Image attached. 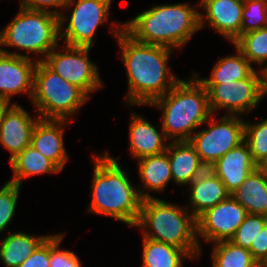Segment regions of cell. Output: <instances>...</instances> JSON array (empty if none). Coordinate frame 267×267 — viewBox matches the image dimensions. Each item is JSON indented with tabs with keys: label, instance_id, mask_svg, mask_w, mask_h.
<instances>
[{
	"label": "cell",
	"instance_id": "cell-1",
	"mask_svg": "<svg viewBox=\"0 0 267 267\" xmlns=\"http://www.w3.org/2000/svg\"><path fill=\"white\" fill-rule=\"evenodd\" d=\"M111 29L121 48L120 56L127 73L128 92L124 101L128 106H149L181 80L168 65L175 50L136 41L118 21L112 22Z\"/></svg>",
	"mask_w": 267,
	"mask_h": 267
},
{
	"label": "cell",
	"instance_id": "cell-2",
	"mask_svg": "<svg viewBox=\"0 0 267 267\" xmlns=\"http://www.w3.org/2000/svg\"><path fill=\"white\" fill-rule=\"evenodd\" d=\"M93 179L91 184V201L88 213L109 216L127 226L135 227L143 199L138 187L132 185L129 176L118 158L108 151L93 154Z\"/></svg>",
	"mask_w": 267,
	"mask_h": 267
},
{
	"label": "cell",
	"instance_id": "cell-3",
	"mask_svg": "<svg viewBox=\"0 0 267 267\" xmlns=\"http://www.w3.org/2000/svg\"><path fill=\"white\" fill-rule=\"evenodd\" d=\"M200 10L189 2L160 4L122 23L123 30L136 41L182 49L200 31Z\"/></svg>",
	"mask_w": 267,
	"mask_h": 267
},
{
	"label": "cell",
	"instance_id": "cell-4",
	"mask_svg": "<svg viewBox=\"0 0 267 267\" xmlns=\"http://www.w3.org/2000/svg\"><path fill=\"white\" fill-rule=\"evenodd\" d=\"M149 106L161 110V128L171 142L189 141L212 115L207 90L193 74L188 81L181 79Z\"/></svg>",
	"mask_w": 267,
	"mask_h": 267
},
{
	"label": "cell",
	"instance_id": "cell-5",
	"mask_svg": "<svg viewBox=\"0 0 267 267\" xmlns=\"http://www.w3.org/2000/svg\"><path fill=\"white\" fill-rule=\"evenodd\" d=\"M135 227L143 237L183 249L193 260L201 255L196 218L182 205L156 197L144 199Z\"/></svg>",
	"mask_w": 267,
	"mask_h": 267
},
{
	"label": "cell",
	"instance_id": "cell-6",
	"mask_svg": "<svg viewBox=\"0 0 267 267\" xmlns=\"http://www.w3.org/2000/svg\"><path fill=\"white\" fill-rule=\"evenodd\" d=\"M19 7L15 17L0 31V49L15 47L28 54L43 56L34 55L37 61H43L55 47H62L58 42L59 17L50 12Z\"/></svg>",
	"mask_w": 267,
	"mask_h": 267
},
{
	"label": "cell",
	"instance_id": "cell-7",
	"mask_svg": "<svg viewBox=\"0 0 267 267\" xmlns=\"http://www.w3.org/2000/svg\"><path fill=\"white\" fill-rule=\"evenodd\" d=\"M90 98L52 71L43 61L34 70L31 103L40 119L71 120Z\"/></svg>",
	"mask_w": 267,
	"mask_h": 267
},
{
	"label": "cell",
	"instance_id": "cell-8",
	"mask_svg": "<svg viewBox=\"0 0 267 267\" xmlns=\"http://www.w3.org/2000/svg\"><path fill=\"white\" fill-rule=\"evenodd\" d=\"M112 2L113 0H67L64 10L71 14L69 18L66 17V12L59 16L60 39L67 46L91 48L98 27L109 20Z\"/></svg>",
	"mask_w": 267,
	"mask_h": 267
},
{
	"label": "cell",
	"instance_id": "cell-9",
	"mask_svg": "<svg viewBox=\"0 0 267 267\" xmlns=\"http://www.w3.org/2000/svg\"><path fill=\"white\" fill-rule=\"evenodd\" d=\"M214 117L212 114L205 122L208 123V128L194 132L189 140L206 168H210L229 150L244 141L246 120L239 115L225 114L217 119Z\"/></svg>",
	"mask_w": 267,
	"mask_h": 267
},
{
	"label": "cell",
	"instance_id": "cell-10",
	"mask_svg": "<svg viewBox=\"0 0 267 267\" xmlns=\"http://www.w3.org/2000/svg\"><path fill=\"white\" fill-rule=\"evenodd\" d=\"M207 90L212 114L223 109L226 115L248 114L264 99L260 70H254L247 78L221 84H202Z\"/></svg>",
	"mask_w": 267,
	"mask_h": 267
},
{
	"label": "cell",
	"instance_id": "cell-11",
	"mask_svg": "<svg viewBox=\"0 0 267 267\" xmlns=\"http://www.w3.org/2000/svg\"><path fill=\"white\" fill-rule=\"evenodd\" d=\"M55 47L43 62L60 77L80 88L89 98L104 86L98 65L89 59V47ZM64 48V49H63Z\"/></svg>",
	"mask_w": 267,
	"mask_h": 267
},
{
	"label": "cell",
	"instance_id": "cell-12",
	"mask_svg": "<svg viewBox=\"0 0 267 267\" xmlns=\"http://www.w3.org/2000/svg\"><path fill=\"white\" fill-rule=\"evenodd\" d=\"M246 209L231 195L196 218L197 239L206 243L230 240L247 216Z\"/></svg>",
	"mask_w": 267,
	"mask_h": 267
},
{
	"label": "cell",
	"instance_id": "cell-13",
	"mask_svg": "<svg viewBox=\"0 0 267 267\" xmlns=\"http://www.w3.org/2000/svg\"><path fill=\"white\" fill-rule=\"evenodd\" d=\"M7 50L0 49V99L12 102L13 96L25 93L31 100L37 60L27 53Z\"/></svg>",
	"mask_w": 267,
	"mask_h": 267
},
{
	"label": "cell",
	"instance_id": "cell-14",
	"mask_svg": "<svg viewBox=\"0 0 267 267\" xmlns=\"http://www.w3.org/2000/svg\"><path fill=\"white\" fill-rule=\"evenodd\" d=\"M196 8L200 12V29L211 27L232 44L241 35L244 2L239 0H199ZM207 22H206V21ZM207 23V24H206Z\"/></svg>",
	"mask_w": 267,
	"mask_h": 267
},
{
	"label": "cell",
	"instance_id": "cell-15",
	"mask_svg": "<svg viewBox=\"0 0 267 267\" xmlns=\"http://www.w3.org/2000/svg\"><path fill=\"white\" fill-rule=\"evenodd\" d=\"M22 106L12 103L5 111L0 124V144L11 155L9 162L30 146L35 124L40 120L38 115L30 116Z\"/></svg>",
	"mask_w": 267,
	"mask_h": 267
},
{
	"label": "cell",
	"instance_id": "cell-16",
	"mask_svg": "<svg viewBox=\"0 0 267 267\" xmlns=\"http://www.w3.org/2000/svg\"><path fill=\"white\" fill-rule=\"evenodd\" d=\"M70 120L40 119L33 129L30 145L61 171L69 160L64 146V127ZM64 124V125H63Z\"/></svg>",
	"mask_w": 267,
	"mask_h": 267
},
{
	"label": "cell",
	"instance_id": "cell-17",
	"mask_svg": "<svg viewBox=\"0 0 267 267\" xmlns=\"http://www.w3.org/2000/svg\"><path fill=\"white\" fill-rule=\"evenodd\" d=\"M210 169L232 193L256 169L248 144L243 141L219 158Z\"/></svg>",
	"mask_w": 267,
	"mask_h": 267
},
{
	"label": "cell",
	"instance_id": "cell-18",
	"mask_svg": "<svg viewBox=\"0 0 267 267\" xmlns=\"http://www.w3.org/2000/svg\"><path fill=\"white\" fill-rule=\"evenodd\" d=\"M160 130L161 132L144 116L131 113L128 138L131 157L138 160L166 152L169 140L162 128Z\"/></svg>",
	"mask_w": 267,
	"mask_h": 267
},
{
	"label": "cell",
	"instance_id": "cell-19",
	"mask_svg": "<svg viewBox=\"0 0 267 267\" xmlns=\"http://www.w3.org/2000/svg\"><path fill=\"white\" fill-rule=\"evenodd\" d=\"M188 189L190 206L187 204L185 207L192 210L190 212L195 218L230 195L225 185L210 168L195 178L189 184Z\"/></svg>",
	"mask_w": 267,
	"mask_h": 267
},
{
	"label": "cell",
	"instance_id": "cell-20",
	"mask_svg": "<svg viewBox=\"0 0 267 267\" xmlns=\"http://www.w3.org/2000/svg\"><path fill=\"white\" fill-rule=\"evenodd\" d=\"M169 142L166 152L170 162L172 180L177 185L188 186L207 168L189 141Z\"/></svg>",
	"mask_w": 267,
	"mask_h": 267
},
{
	"label": "cell",
	"instance_id": "cell-21",
	"mask_svg": "<svg viewBox=\"0 0 267 267\" xmlns=\"http://www.w3.org/2000/svg\"><path fill=\"white\" fill-rule=\"evenodd\" d=\"M136 161L142 185V189L138 186V191L143 200L155 198L150 194L152 191L163 192L169 184L168 182L173 181L167 152L146 156Z\"/></svg>",
	"mask_w": 267,
	"mask_h": 267
},
{
	"label": "cell",
	"instance_id": "cell-22",
	"mask_svg": "<svg viewBox=\"0 0 267 267\" xmlns=\"http://www.w3.org/2000/svg\"><path fill=\"white\" fill-rule=\"evenodd\" d=\"M230 195L247 213L267 216V175L257 168Z\"/></svg>",
	"mask_w": 267,
	"mask_h": 267
},
{
	"label": "cell",
	"instance_id": "cell-23",
	"mask_svg": "<svg viewBox=\"0 0 267 267\" xmlns=\"http://www.w3.org/2000/svg\"><path fill=\"white\" fill-rule=\"evenodd\" d=\"M50 235L12 232L0 241V260L5 267L20 266Z\"/></svg>",
	"mask_w": 267,
	"mask_h": 267
},
{
	"label": "cell",
	"instance_id": "cell-24",
	"mask_svg": "<svg viewBox=\"0 0 267 267\" xmlns=\"http://www.w3.org/2000/svg\"><path fill=\"white\" fill-rule=\"evenodd\" d=\"M9 164L10 169L13 171V178L8 181L20 186H22L23 181L28 177L61 172L51 160L31 145L14 157Z\"/></svg>",
	"mask_w": 267,
	"mask_h": 267
},
{
	"label": "cell",
	"instance_id": "cell-25",
	"mask_svg": "<svg viewBox=\"0 0 267 267\" xmlns=\"http://www.w3.org/2000/svg\"><path fill=\"white\" fill-rule=\"evenodd\" d=\"M234 49V55L222 57L215 63L209 78H200L196 72L193 75L201 84H221L247 78L255 69L235 46Z\"/></svg>",
	"mask_w": 267,
	"mask_h": 267
},
{
	"label": "cell",
	"instance_id": "cell-26",
	"mask_svg": "<svg viewBox=\"0 0 267 267\" xmlns=\"http://www.w3.org/2000/svg\"><path fill=\"white\" fill-rule=\"evenodd\" d=\"M143 238L141 267H184V259L193 260L183 249Z\"/></svg>",
	"mask_w": 267,
	"mask_h": 267
},
{
	"label": "cell",
	"instance_id": "cell-27",
	"mask_svg": "<svg viewBox=\"0 0 267 267\" xmlns=\"http://www.w3.org/2000/svg\"><path fill=\"white\" fill-rule=\"evenodd\" d=\"M212 267H259L251 252L229 240L212 244Z\"/></svg>",
	"mask_w": 267,
	"mask_h": 267
},
{
	"label": "cell",
	"instance_id": "cell-28",
	"mask_svg": "<svg viewBox=\"0 0 267 267\" xmlns=\"http://www.w3.org/2000/svg\"><path fill=\"white\" fill-rule=\"evenodd\" d=\"M250 62L257 64L261 71L267 62V26L256 31L240 35L233 43Z\"/></svg>",
	"mask_w": 267,
	"mask_h": 267
},
{
	"label": "cell",
	"instance_id": "cell-29",
	"mask_svg": "<svg viewBox=\"0 0 267 267\" xmlns=\"http://www.w3.org/2000/svg\"><path fill=\"white\" fill-rule=\"evenodd\" d=\"M244 141L257 164L267 155V118L253 124L249 121L244 122Z\"/></svg>",
	"mask_w": 267,
	"mask_h": 267
},
{
	"label": "cell",
	"instance_id": "cell-30",
	"mask_svg": "<svg viewBox=\"0 0 267 267\" xmlns=\"http://www.w3.org/2000/svg\"><path fill=\"white\" fill-rule=\"evenodd\" d=\"M267 26V0L244 2L242 10L241 35Z\"/></svg>",
	"mask_w": 267,
	"mask_h": 267
},
{
	"label": "cell",
	"instance_id": "cell-31",
	"mask_svg": "<svg viewBox=\"0 0 267 267\" xmlns=\"http://www.w3.org/2000/svg\"><path fill=\"white\" fill-rule=\"evenodd\" d=\"M266 224L267 216L248 213L229 241L237 246L249 249L254 238Z\"/></svg>",
	"mask_w": 267,
	"mask_h": 267
},
{
	"label": "cell",
	"instance_id": "cell-32",
	"mask_svg": "<svg viewBox=\"0 0 267 267\" xmlns=\"http://www.w3.org/2000/svg\"><path fill=\"white\" fill-rule=\"evenodd\" d=\"M21 187L7 181L0 188V233L5 231L15 215Z\"/></svg>",
	"mask_w": 267,
	"mask_h": 267
},
{
	"label": "cell",
	"instance_id": "cell-33",
	"mask_svg": "<svg viewBox=\"0 0 267 267\" xmlns=\"http://www.w3.org/2000/svg\"><path fill=\"white\" fill-rule=\"evenodd\" d=\"M65 232L50 234L49 267H82L79 257L69 250L60 249Z\"/></svg>",
	"mask_w": 267,
	"mask_h": 267
},
{
	"label": "cell",
	"instance_id": "cell-34",
	"mask_svg": "<svg viewBox=\"0 0 267 267\" xmlns=\"http://www.w3.org/2000/svg\"><path fill=\"white\" fill-rule=\"evenodd\" d=\"M66 3L67 0H21L19 6L32 10L50 12L59 17L61 13L65 12L62 10H64ZM59 8L63 9L60 10Z\"/></svg>",
	"mask_w": 267,
	"mask_h": 267
},
{
	"label": "cell",
	"instance_id": "cell-35",
	"mask_svg": "<svg viewBox=\"0 0 267 267\" xmlns=\"http://www.w3.org/2000/svg\"><path fill=\"white\" fill-rule=\"evenodd\" d=\"M50 236L18 267H49Z\"/></svg>",
	"mask_w": 267,
	"mask_h": 267
},
{
	"label": "cell",
	"instance_id": "cell-36",
	"mask_svg": "<svg viewBox=\"0 0 267 267\" xmlns=\"http://www.w3.org/2000/svg\"><path fill=\"white\" fill-rule=\"evenodd\" d=\"M248 250L258 263L267 255V224L258 233L256 238H254Z\"/></svg>",
	"mask_w": 267,
	"mask_h": 267
},
{
	"label": "cell",
	"instance_id": "cell-37",
	"mask_svg": "<svg viewBox=\"0 0 267 267\" xmlns=\"http://www.w3.org/2000/svg\"><path fill=\"white\" fill-rule=\"evenodd\" d=\"M261 76L263 94L264 96H267V65H265L264 68L261 70Z\"/></svg>",
	"mask_w": 267,
	"mask_h": 267
},
{
	"label": "cell",
	"instance_id": "cell-38",
	"mask_svg": "<svg viewBox=\"0 0 267 267\" xmlns=\"http://www.w3.org/2000/svg\"><path fill=\"white\" fill-rule=\"evenodd\" d=\"M256 168L267 175V155L256 164Z\"/></svg>",
	"mask_w": 267,
	"mask_h": 267
},
{
	"label": "cell",
	"instance_id": "cell-39",
	"mask_svg": "<svg viewBox=\"0 0 267 267\" xmlns=\"http://www.w3.org/2000/svg\"><path fill=\"white\" fill-rule=\"evenodd\" d=\"M11 104H12L11 102H8L4 99H0V124L2 122V118H3L5 111Z\"/></svg>",
	"mask_w": 267,
	"mask_h": 267
},
{
	"label": "cell",
	"instance_id": "cell-40",
	"mask_svg": "<svg viewBox=\"0 0 267 267\" xmlns=\"http://www.w3.org/2000/svg\"><path fill=\"white\" fill-rule=\"evenodd\" d=\"M259 267H267V255L264 259L259 263Z\"/></svg>",
	"mask_w": 267,
	"mask_h": 267
}]
</instances>
